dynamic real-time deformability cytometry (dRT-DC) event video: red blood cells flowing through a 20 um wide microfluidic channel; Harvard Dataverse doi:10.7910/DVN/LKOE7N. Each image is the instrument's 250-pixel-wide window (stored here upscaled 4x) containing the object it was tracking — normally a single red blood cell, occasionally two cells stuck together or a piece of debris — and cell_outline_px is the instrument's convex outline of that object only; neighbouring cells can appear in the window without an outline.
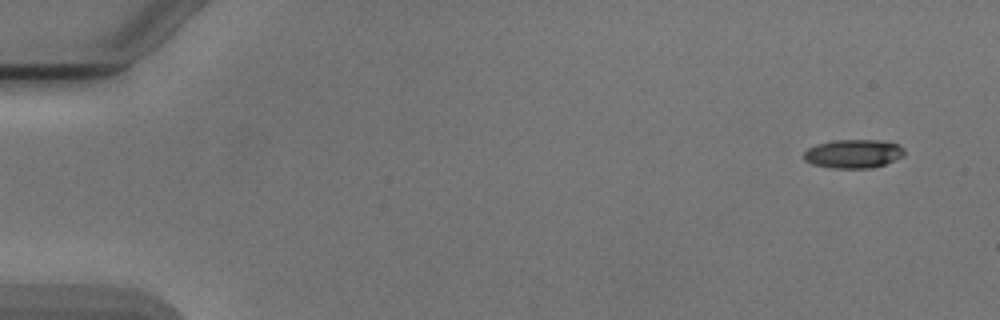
{"species": "Egyptian fruit bat (a non-hibernating species)", "species_latin": "Rousettus aegyptiacus", "temperature_condition": "cold", "stored_images_in_passage": 4, "camera_frame_rate_fps": 3000, "um_per_image_px": 0.085, "animal": {"sex": "male"}, "frame": {"image": 1, "passage_image": 1, "time_ms": 0.0, "image_size_px": [1000, 320], "cell_outline_px": [[904, 156], [884, 164], [872, 168], [832, 168], [812, 164], [804, 160], [804, 152], [808, 148], [816, 144], [836, 140], [880, 140], [900, 144], [904, 148]], "centroid_in_image_um": [72.55, 13.06], "position_along_channel_um": 12.5, "area_um2": 16.88}}
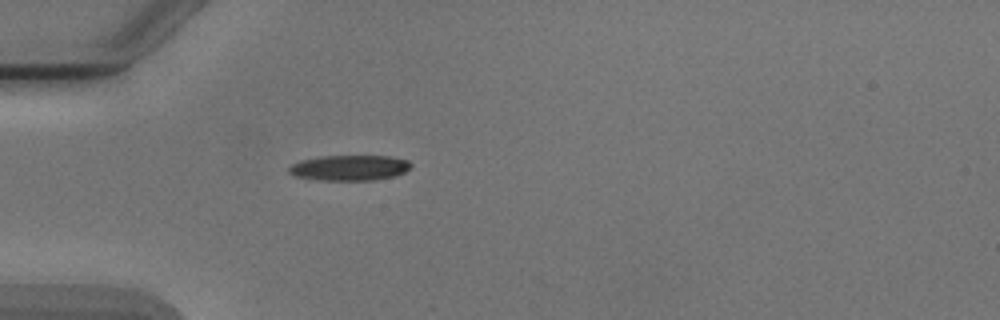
{"frame": {"image": 2, "passage_image": 4, "time_ms": 4.333, "image_size_px": [1000, 320], "cell_outline_px": [[412, 164], [404, 172], [396, 176], [376, 180], [320, 180], [296, 176], [288, 172], [288, 168], [292, 164], [300, 160], [320, 156], [388, 156], [408, 160]], "centroid_in_image_um": [29.7, 14.26], "position_along_channel_um": 55.3, "area_um2": 18.09}}